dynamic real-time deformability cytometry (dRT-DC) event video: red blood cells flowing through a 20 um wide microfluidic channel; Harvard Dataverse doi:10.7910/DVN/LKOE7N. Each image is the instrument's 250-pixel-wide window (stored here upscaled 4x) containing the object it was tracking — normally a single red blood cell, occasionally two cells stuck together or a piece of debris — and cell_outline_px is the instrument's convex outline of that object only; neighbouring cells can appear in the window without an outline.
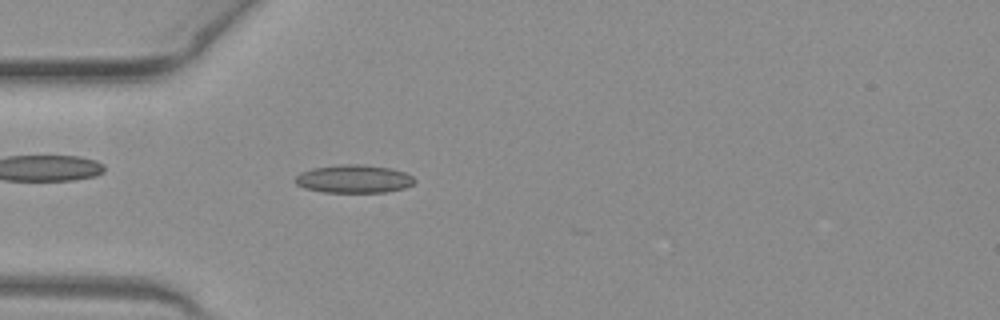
{"species": "common noctule bat (a hibernating species)", "species_latin": "Nyctalus noctula", "temperature_condition": "warm", "stored_images_in_passage": 12, "camera_frame_rate_fps": 3000, "um_per_image_px": 0.085, "animal": {"sex": "female", "body_mass_g": 19.3, "forearm_length_mm": 54.1}, "frame": {"image": 1, "passage_image": 2, "time_ms": 0.333, "image_size_px": [1000, 320], "cell_outline_px": [[416, 180], [412, 184], [404, 188], [384, 192], [324, 192], [304, 188], [296, 184], [296, 176], [300, 172], [312, 168], [340, 164], [364, 164], [388, 168], [404, 172], [412, 176]], "centroid_in_image_um": [30.05, 15.2], "position_along_channel_um": 54.9, "area_um2": 19.48}}
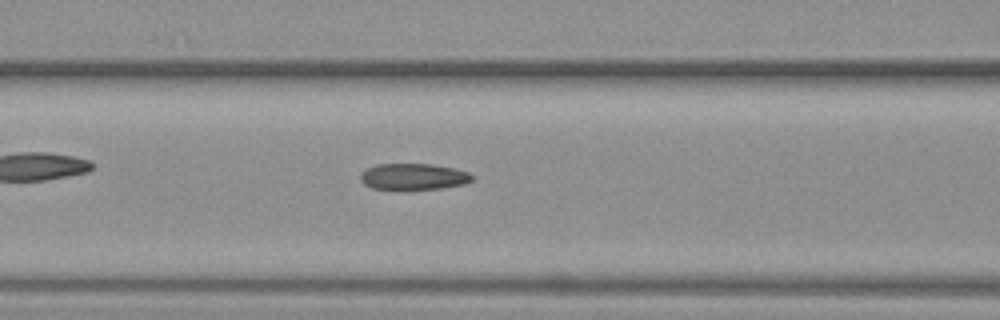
{"frame": {"image": 2, "passage_image": 8, "time_ms": 2.333, "image_size_px": [1000, 320], "cell_outline_px": [[472, 180], [464, 184], [440, 188], [372, 188], [364, 184], [360, 180], [360, 172], [368, 168], [380, 164], [432, 164], [456, 168], [468, 172], [472, 176]], "centroid_in_image_um": [35.15, 14.99], "position_along_channel_um": 131.5, "area_um2": 16.76}}
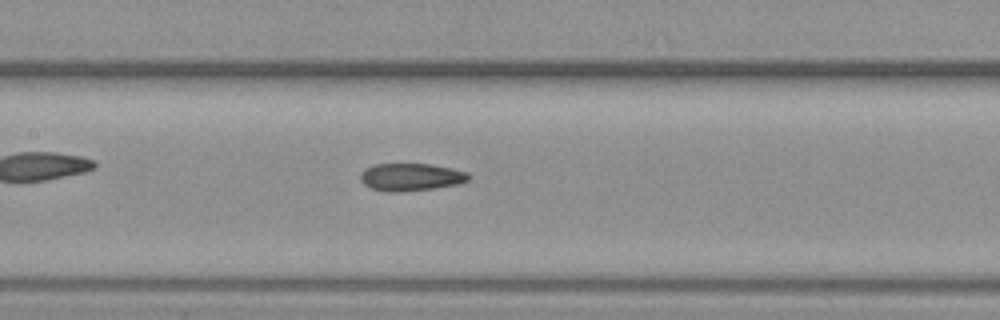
{"frame": {"image": 3, "passage_image": 11, "time_ms": 3.333, "image_size_px": [1000, 320], "cell_outline_px": [[468, 180], [460, 184], [432, 188], [400, 192], [384, 192], [372, 188], [364, 184], [360, 180], [360, 176], [368, 168], [376, 164], [428, 164], [452, 168], [468, 172]], "centroid_in_image_um": [34.94, 15.06], "position_along_channel_um": 172.5, "area_um2": 17.17}}